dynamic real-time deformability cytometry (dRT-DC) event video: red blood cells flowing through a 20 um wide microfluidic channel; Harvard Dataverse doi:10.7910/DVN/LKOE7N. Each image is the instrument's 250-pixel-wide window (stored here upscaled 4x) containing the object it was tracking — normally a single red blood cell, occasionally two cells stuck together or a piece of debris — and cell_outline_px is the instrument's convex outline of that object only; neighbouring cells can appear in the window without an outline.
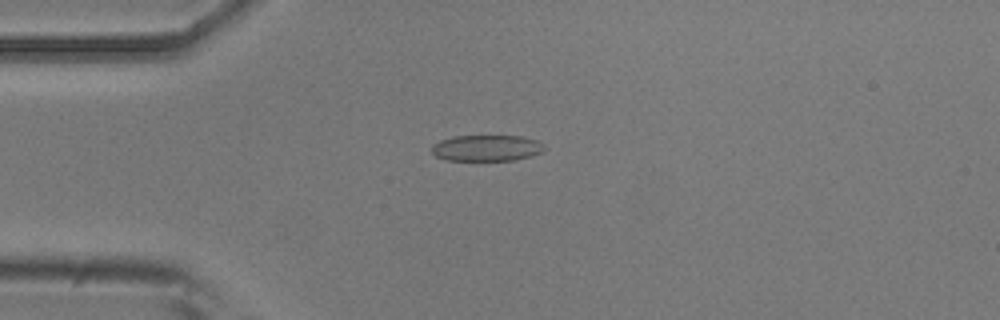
{"species": "common noctule bat (a hibernating species)", "species_latin": "Nyctalus noctula", "temperature_condition": "room temperature", "stored_images_in_passage": 51, "camera_frame_rate_fps": 3000, "um_per_image_px": 0.085, "animal": {"sex": "male", "body_mass_g": 20.5, "forearm_length_mm": 52.5}, "frame": {"image": 1, "passage_image": 13, "time_ms": 4.0, "image_size_px": [1000, 320], "cell_outline_px": [[544, 148], [540, 152], [532, 156], [512, 160], [444, 160], [436, 156], [432, 152], [432, 144], [440, 140], [452, 136], [524, 136], [536, 140], [544, 144]], "centroid_in_image_um": [41.34, 12.57], "position_along_channel_um": 43.7, "area_um2": 17.17}}
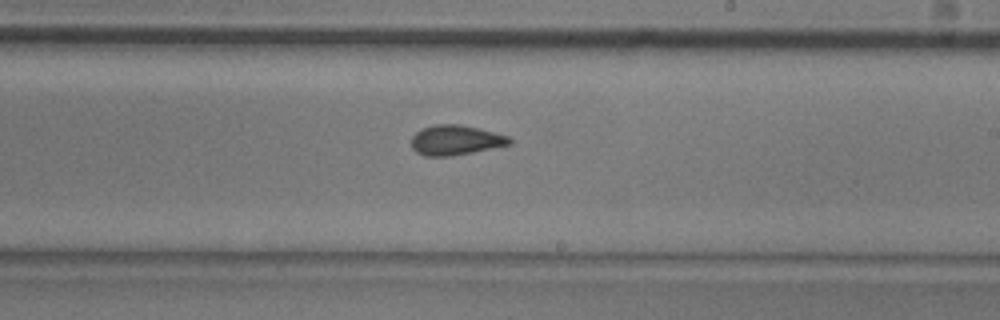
{"frame": {"image": 2, "passage_image": 30, "time_ms": 9.667, "image_size_px": [1000, 320], "cell_outline_px": [[512, 144], [452, 156], [424, 156], [416, 152], [412, 148], [412, 136], [420, 128], [436, 124], [460, 124], [508, 136], [512, 140]], "centroid_in_image_um": [38.69, 11.91], "position_along_channel_um": 250.3, "area_um2": 17.05}}
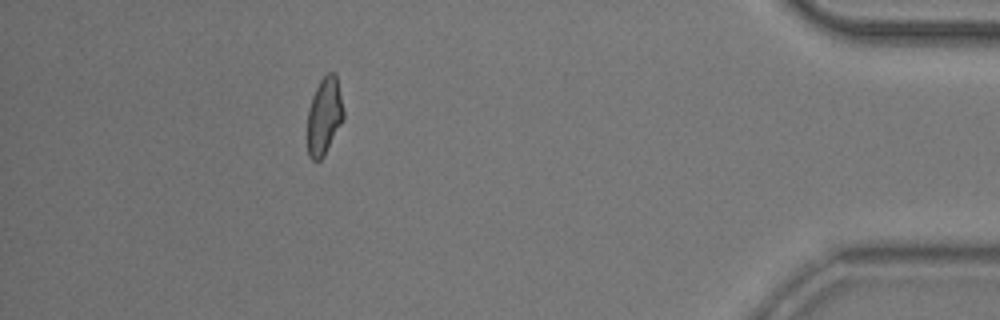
{"frame": {"image": 3, "passage_image": 46, "time_ms": 15.0, "image_size_px": [1000, 320], "cell_outline_px": [[344, 120], [324, 156], [320, 160], [312, 160], [308, 156], [308, 112], [312, 96], [320, 80], [328, 72], [336, 72], [344, 112]], "centroid_in_image_um": [27.58, 9.87], "position_along_channel_um": 407.6, "area_um2": 16.36}, "authors_computed_cell_mechanics": {"area_um2": 17.051, "velocity_mm_per_s": 3.9466, "shape_relaxation_time_tau1_ms": null, "shape_relaxation_time_tau2_ms": 1.4759, "deformation_change_tau1": null, "deformation_change_tau2": 0.0814}}